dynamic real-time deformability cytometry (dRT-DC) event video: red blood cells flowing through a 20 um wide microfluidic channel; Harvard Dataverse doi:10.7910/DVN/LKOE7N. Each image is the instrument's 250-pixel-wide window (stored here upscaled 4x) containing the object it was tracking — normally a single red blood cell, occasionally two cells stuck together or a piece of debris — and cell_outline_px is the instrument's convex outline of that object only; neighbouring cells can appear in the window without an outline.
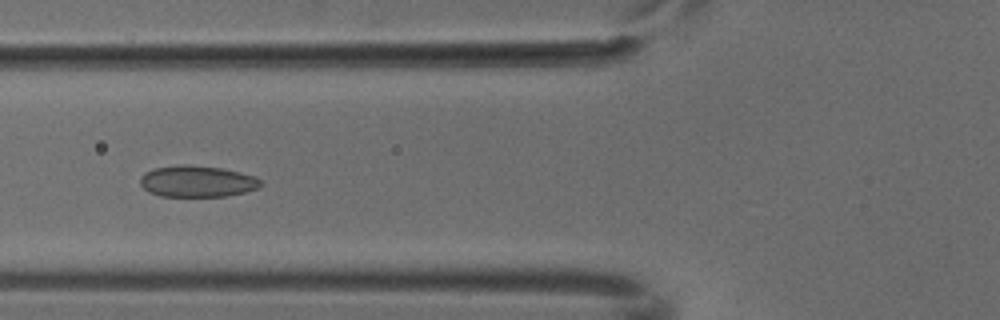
{"species": "common noctule bat (a hibernating species)", "species_latin": "Nyctalus noctula", "temperature_condition": "cold", "stored_images_in_passage": 8, "camera_frame_rate_fps": 3000, "um_per_image_px": 0.085, "animal": {"sex": "male", "body_mass_g": 18.8}, "frame": {"image": 1, "passage_image": 5, "time_ms": 1.333, "image_size_px": [1000, 320], "cell_outline_px": [[260, 188], [244, 192], [224, 196], [160, 196], [148, 192], [140, 184], [140, 176], [144, 172], [152, 168], [180, 164], [184, 164], [220, 168], [240, 172], [256, 176], [260, 180]], "centroid_in_image_um": [16.72, 15.41], "position_along_channel_um": 109.1, "area_um2": 22.14}}
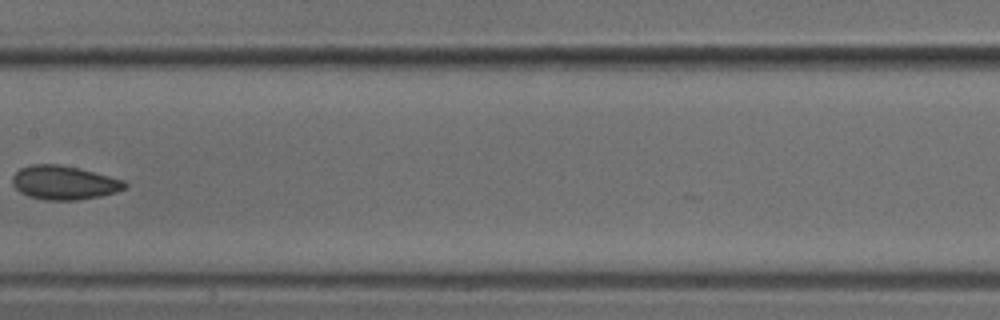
{"frame": {"image": 2, "passage_image": 7, "time_ms": 2.0, "image_size_px": [1000, 320], "cell_outline_px": [[128, 184], [124, 188], [116, 192], [100, 196], [76, 200], [44, 200], [28, 196], [20, 192], [12, 184], [12, 176], [20, 168], [32, 164], [56, 164], [80, 168], [124, 180]], "centroid_in_image_um": [5.43, 15.52], "position_along_channel_um": 202.0, "area_um2": 22.2}}
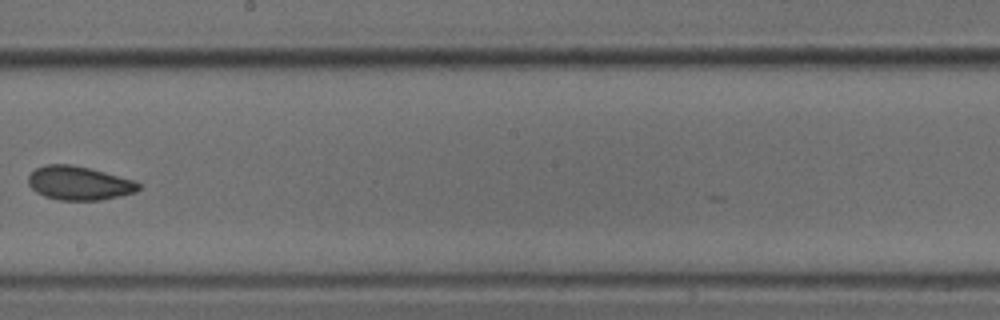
{"frame": {"image": 3, "passage_image": 8, "time_ms": 2.333, "image_size_px": [1000, 320], "cell_outline_px": [[140, 188], [136, 192], [120, 196], [100, 200], [60, 200], [44, 196], [36, 192], [28, 184], [28, 176], [36, 168], [44, 164], [72, 164], [104, 172], [132, 180], [140, 184]], "centroid_in_image_um": [6.69, 15.57], "position_along_channel_um": 241.5, "area_um2": 21.62}}